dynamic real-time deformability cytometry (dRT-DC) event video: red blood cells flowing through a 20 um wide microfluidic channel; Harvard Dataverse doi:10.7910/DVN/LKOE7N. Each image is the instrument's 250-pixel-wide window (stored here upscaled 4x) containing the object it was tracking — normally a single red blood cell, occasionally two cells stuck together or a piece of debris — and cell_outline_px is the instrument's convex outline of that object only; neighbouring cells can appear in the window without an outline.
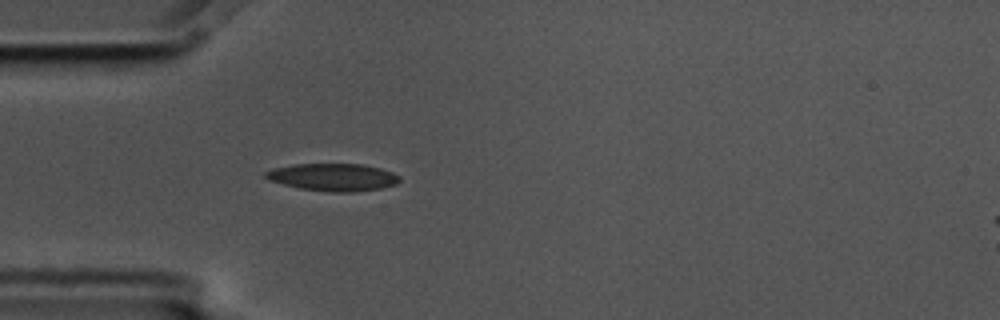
{"species": "common noctule bat (a hibernating species)", "species_latin": "Nyctalus noctula", "temperature_condition": "cold", "stored_images_in_passage": 2, "camera_frame_rate_fps": 3000, "um_per_image_px": 0.085, "animal": {"sex": "male", "body_mass_g": 17.5, "forearm_length_mm": 52.3}, "frame": {"image": 1, "passage_image": 1, "time_ms": 0.0, "image_size_px": [1000, 320], "cell_outline_px": [[400, 180], [396, 184], [380, 188], [352, 192], [332, 192], [300, 188], [268, 180], [264, 176], [264, 172], [276, 168], [292, 164], [364, 164], [380, 168], [392, 172], [400, 176]], "centroid_in_image_um": [28.32, 15.05], "position_along_channel_um": 56.7, "area_um2": 21.33}}